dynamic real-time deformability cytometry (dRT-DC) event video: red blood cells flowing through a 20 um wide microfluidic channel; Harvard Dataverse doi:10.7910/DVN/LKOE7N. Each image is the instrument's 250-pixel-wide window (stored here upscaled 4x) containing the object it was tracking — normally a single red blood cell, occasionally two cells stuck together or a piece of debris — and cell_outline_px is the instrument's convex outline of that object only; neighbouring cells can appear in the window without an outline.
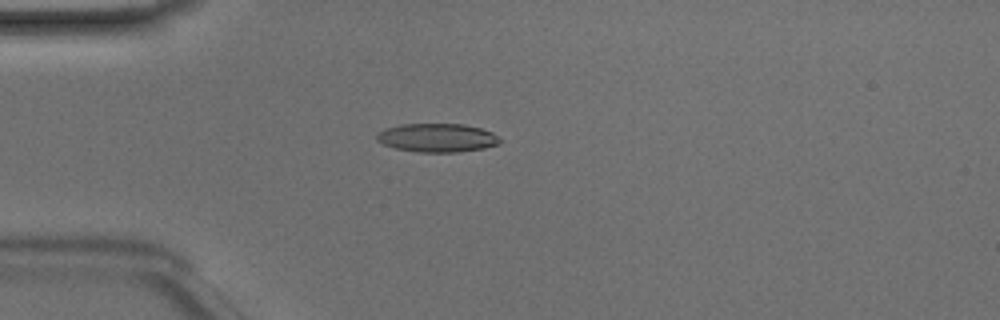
{"species": "Egyptian fruit bat (a non-hibernating species)", "species_latin": "Rousettus aegyptiacus", "temperature_condition": "room temperature", "stored_images_in_passage": 36, "camera_frame_rate_fps": 3000, "um_per_image_px": 0.085, "animal": {"sex": "male"}, "frame": {"image": 1, "passage_image": 1, "time_ms": 0.0, "image_size_px": [1000, 320], "cell_outline_px": [[500, 144], [484, 148], [460, 152], [416, 152], [396, 148], [384, 144], [376, 140], [376, 136], [384, 128], [400, 124], [464, 124], [480, 128], [492, 132], [500, 140]], "centroid_in_image_um": [37.16, 11.71], "position_along_channel_um": 47.8, "area_um2": 20.52}}
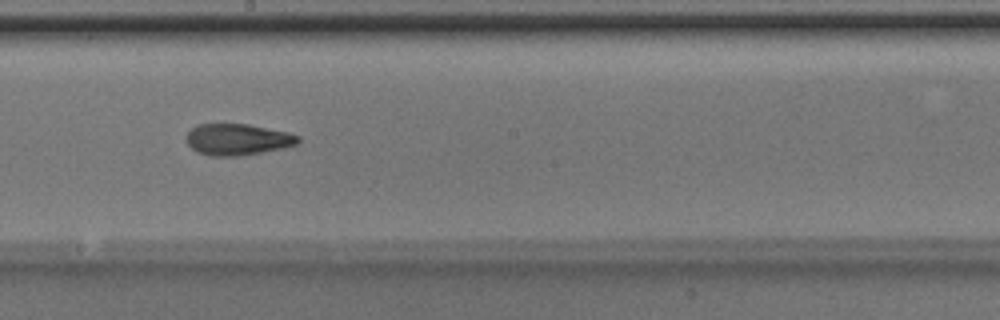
{"frame": {"image": 2, "passage_image": 15, "time_ms": 4.667, "image_size_px": [1000, 320], "cell_outline_px": [[300, 140], [296, 144], [284, 148], [240, 156], [212, 156], [196, 152], [184, 140], [184, 136], [196, 124], [248, 124], [288, 132], [300, 136]], "centroid_in_image_um": [20.16, 11.85], "position_along_channel_um": 228.0, "area_um2": 20.63}}
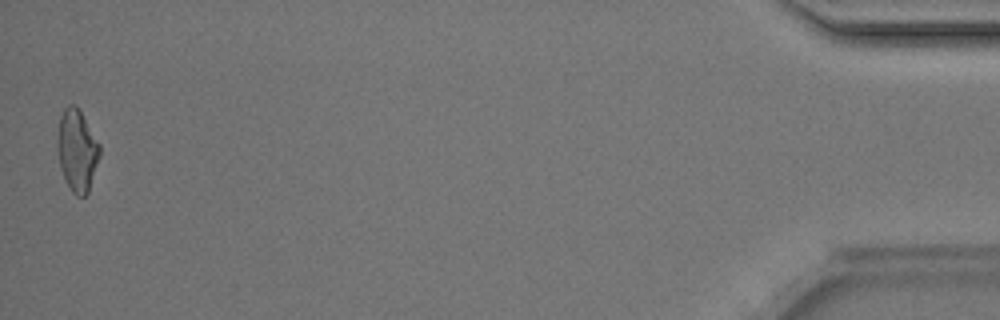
{"frame": {"image": 3, "passage_image": 36, "time_ms": 11.667, "image_size_px": [1000, 320], "cell_outline_px": [[100, 156], [88, 192], [84, 196], [76, 196], [72, 192], [60, 168], [56, 148], [56, 140], [60, 116], [64, 108], [68, 104], [76, 104], [80, 108], [100, 144]], "centroid_in_image_um": [6.54, 12.73], "position_along_channel_um": 428.7, "area_um2": 20.52}, "authors_computed_cell_mechanics": {"area_um2": 20.1144, "velocity_mm_per_s": 4.1947, "shape_relaxation_time_tau1_ms": 4.18, "shape_relaxation_time_tau2_ms": 2.1357, "deformation_change_tau1": 0.1751, "deformation_change_tau2": 0.1037}}